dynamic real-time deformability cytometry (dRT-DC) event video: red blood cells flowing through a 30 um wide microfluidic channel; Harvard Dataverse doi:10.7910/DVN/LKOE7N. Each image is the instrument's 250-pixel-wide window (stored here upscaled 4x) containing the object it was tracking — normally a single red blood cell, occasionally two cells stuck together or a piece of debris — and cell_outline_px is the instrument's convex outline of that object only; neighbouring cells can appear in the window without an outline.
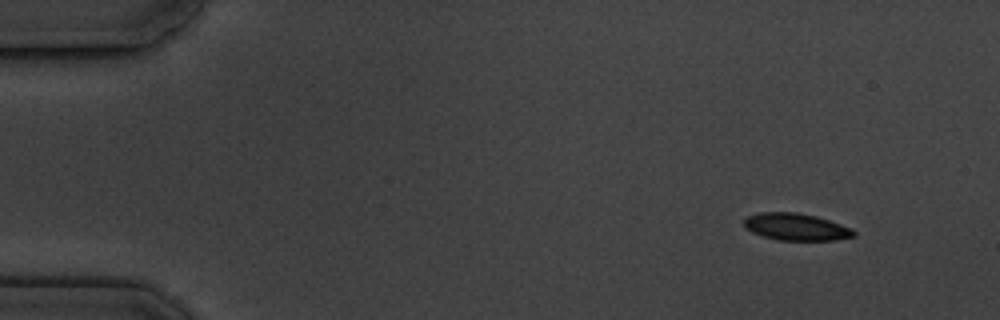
{"species": "common noctule bat (a hibernating species)", "species_latin": "Nyctalus noctula", "temperature_condition": "cold", "stored_images_in_passage": 7, "camera_frame_rate_fps": 3000, "um_per_image_px": 0.085, "animal": {"sex": "male", "body_mass_g": 19.5, "forearm_length_mm": 54.6}, "frame": {"image": 1, "passage_image": 1, "time_ms": 0.0, "image_size_px": [1000, 320], "cell_outline_px": [[856, 236], [836, 240], [776, 240], [752, 232], [744, 228], [744, 220], [748, 216], [760, 212], [796, 212], [816, 216], [852, 228], [856, 232]], "centroid_in_image_um": [67.67, 19.29], "position_along_channel_um": 17.3, "area_um2": 17.34}}
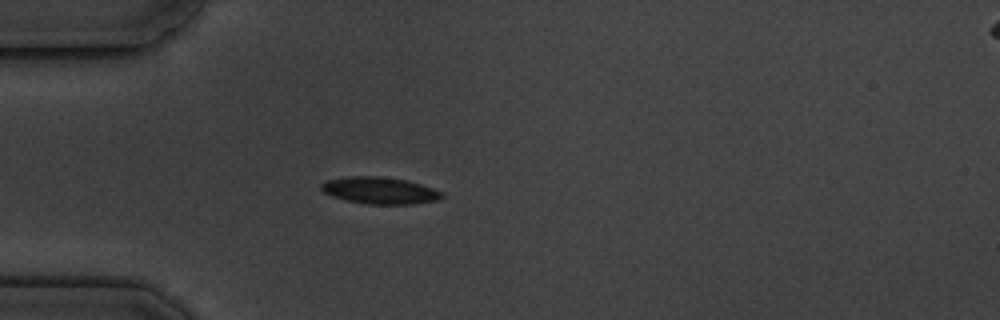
{"frame": {"image": 2, "passage_image": 4, "time_ms": 3.667, "image_size_px": [1000, 320], "cell_outline_px": [[444, 196], [440, 200], [412, 204], [368, 204], [348, 200], [332, 196], [324, 192], [320, 188], [320, 184], [328, 180], [352, 176], [380, 176], [408, 180], [444, 192]], "centroid_in_image_um": [32.33, 16.19], "position_along_channel_um": 52.7, "area_um2": 18.84}}
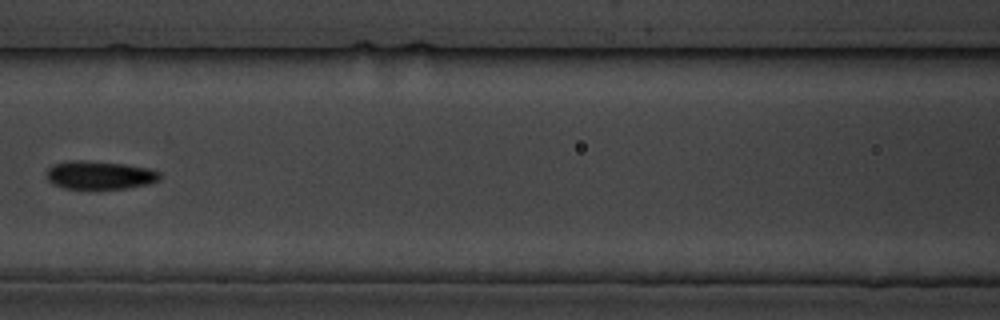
{"frame": {"image": 3, "passage_image": 7, "time_ms": 7.0, "image_size_px": [1000, 320], "cell_outline_px": [[160, 180], [152, 184], [128, 188], [64, 188], [52, 184], [48, 180], [48, 168], [52, 164], [68, 160], [88, 160], [124, 164], [152, 168], [160, 172]], "centroid_in_image_um": [8.52, 14.87], "position_along_channel_um": 158.1, "area_um2": 18.9}}